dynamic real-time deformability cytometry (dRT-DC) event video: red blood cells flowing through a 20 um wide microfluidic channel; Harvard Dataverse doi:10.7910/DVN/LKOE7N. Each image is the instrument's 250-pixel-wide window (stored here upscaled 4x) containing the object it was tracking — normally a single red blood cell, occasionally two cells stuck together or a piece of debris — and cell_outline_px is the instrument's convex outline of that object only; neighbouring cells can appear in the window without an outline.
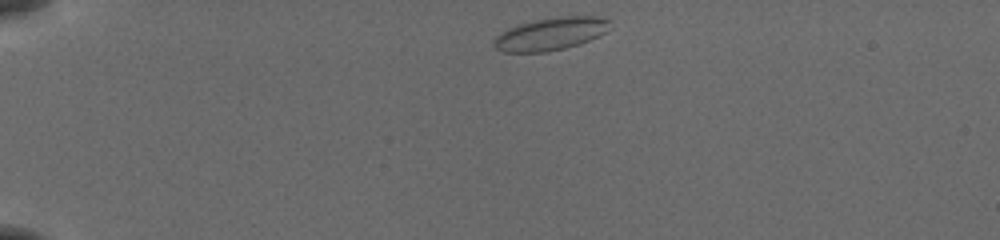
{"species": "common noctule bat (a hibernating species)", "species_latin": "Nyctalus noctula", "temperature_condition": "cold", "stored_images_in_passage": 34, "camera_frame_rate_fps": 3000, "um_per_image_px": 0.085, "animal": {"sex": "female", "body_mass_g": 19.5, "forearm_length_mm": 54.1}, "frame": {"image": 1, "passage_image": 1, "time_ms": 0.0, "image_size_px": [1000, 240], "cell_outline_px": [[612, 20], [604, 32], [580, 44], [564, 48], [544, 52], [504, 52], [496, 48], [492, 44], [492, 40], [496, 36], [508, 28], [520, 24], [536, 20], [560, 16], [596, 16]], "centroid_in_image_um": [46.77, 2.88], "position_along_channel_um": 38.2, "area_um2": 21.85}}
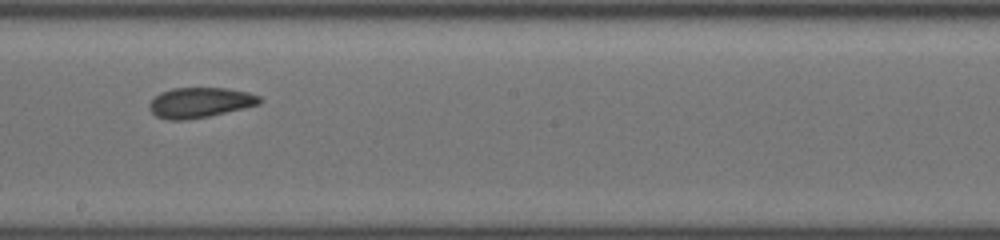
{"frame": {"image": 2, "passage_image": 21, "time_ms": 6.667, "image_size_px": [1000, 240], "cell_outline_px": [[264, 100], [260, 104], [244, 108], [208, 116], [188, 120], [168, 120], [156, 116], [148, 108], [148, 104], [160, 92], [172, 88], [228, 88], [248, 92], [260, 96]], "centroid_in_image_um": [17.01, 8.71], "position_along_channel_um": 231.2, "area_um2": 19.54}}
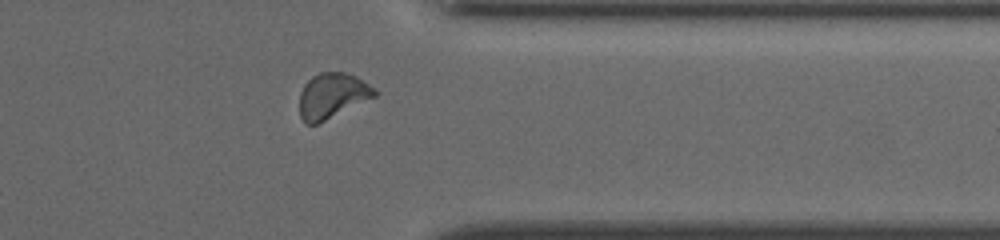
{"frame": {"image": 3, "passage_image": 33, "time_ms": 10.667, "image_size_px": [1000, 240], "cell_outline_px": [[376, 96], [316, 124], [304, 124], [300, 116], [300, 92], [304, 84], [312, 76], [320, 72], [344, 72], [356, 76], [376, 88]], "centroid_in_image_um": [28.22, 8.12], "position_along_channel_um": 383.2, "area_um2": 19.71}}